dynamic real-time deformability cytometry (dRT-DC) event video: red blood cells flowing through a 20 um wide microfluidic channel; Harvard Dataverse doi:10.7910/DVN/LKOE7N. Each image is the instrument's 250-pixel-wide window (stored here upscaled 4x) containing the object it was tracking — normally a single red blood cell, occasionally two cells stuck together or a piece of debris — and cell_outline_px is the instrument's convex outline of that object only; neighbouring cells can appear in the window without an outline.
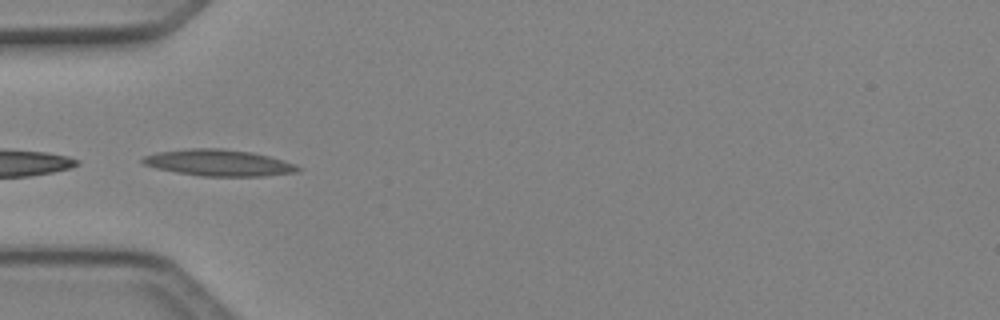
{"species": "Egyptian fruit bat (a non-hibernating species)", "species_latin": "Rousettus aegyptiacus", "temperature_condition": "cold", "stored_images_in_passage": 7, "camera_frame_rate_fps": 3000, "um_per_image_px": 0.085, "animal": {"sex": "female"}, "frame": {"image": 1, "passage_image": 4, "time_ms": 1.0, "image_size_px": [1000, 320], "cell_outline_px": [[300, 168], [296, 172], [264, 176], [200, 176], [176, 172], [156, 168], [144, 164], [140, 160], [144, 156], [156, 152], [192, 148], [220, 148], [252, 152], [284, 160], [296, 164]], "centroid_in_image_um": [18.58, 13.83], "position_along_channel_um": 66.4, "area_um2": 23.87}}
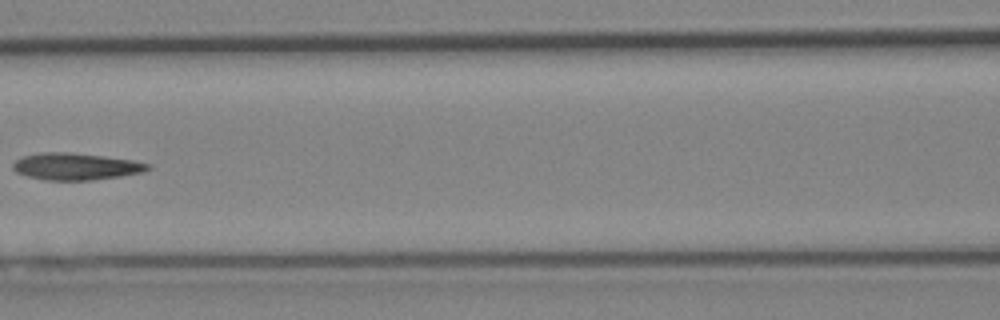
{"frame": {"image": 2, "passage_image": 6, "time_ms": 1.667, "image_size_px": [1000, 320], "cell_outline_px": [[152, 168], [144, 172], [120, 176], [92, 180], [44, 180], [28, 176], [16, 172], [12, 168], [12, 164], [16, 160], [24, 156], [40, 152], [68, 152], [104, 156], [132, 160], [152, 164]], "centroid_in_image_um": [6.47, 14.15], "position_along_channel_um": 160.1, "area_um2": 21.21}}
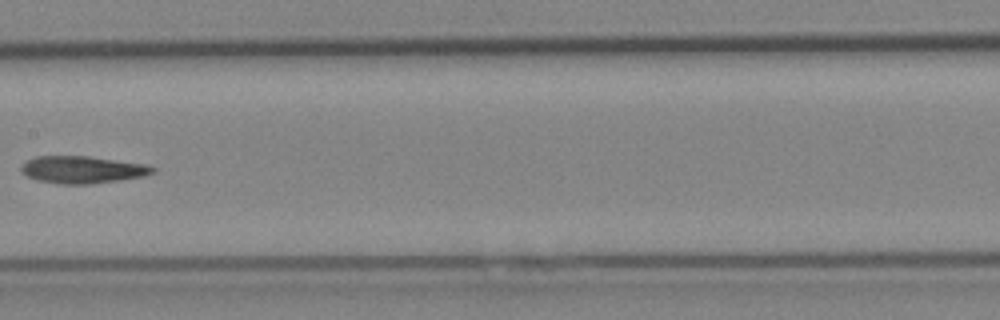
{"frame": {"image": 3, "passage_image": 7, "time_ms": 2.0, "image_size_px": [1000, 320], "cell_outline_px": [[156, 172], [144, 176], [120, 180], [88, 184], [60, 184], [36, 180], [28, 176], [20, 168], [28, 160], [36, 156], [88, 156], [148, 164], [156, 168]], "centroid_in_image_um": [7.07, 14.42], "position_along_channel_um": 200.3, "area_um2": 20.87}}